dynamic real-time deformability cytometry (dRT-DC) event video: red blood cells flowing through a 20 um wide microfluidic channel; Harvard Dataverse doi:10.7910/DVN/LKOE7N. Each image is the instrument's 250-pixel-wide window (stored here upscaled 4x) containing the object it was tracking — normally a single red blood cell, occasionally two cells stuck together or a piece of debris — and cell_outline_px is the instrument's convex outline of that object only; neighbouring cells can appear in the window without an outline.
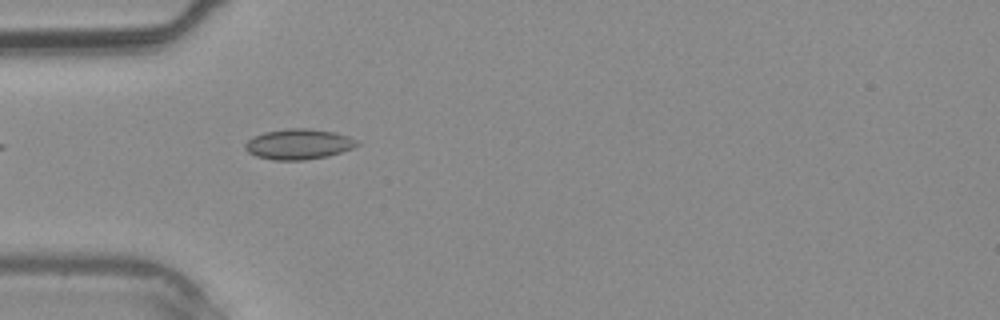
{"species": "common noctule bat (a hibernating species)", "species_latin": "Nyctalus noctula", "temperature_condition": "warm", "stored_images_in_passage": 3, "camera_frame_rate_fps": 3000, "um_per_image_px": 0.085, "animal": {"sex": "male", "body_mass_g": 20.4}, "frame": {"image": 1, "passage_image": 3, "time_ms": 3.333, "image_size_px": [1000, 320], "cell_outline_px": [[360, 144], [352, 148], [328, 156], [304, 160], [272, 160], [256, 156], [248, 152], [244, 148], [244, 144], [252, 136], [264, 132], [288, 128], [308, 128], [336, 132], [348, 136], [356, 140]], "centroid_in_image_um": [25.35, 12.25], "position_along_channel_um": 59.6, "area_um2": 19.94}}